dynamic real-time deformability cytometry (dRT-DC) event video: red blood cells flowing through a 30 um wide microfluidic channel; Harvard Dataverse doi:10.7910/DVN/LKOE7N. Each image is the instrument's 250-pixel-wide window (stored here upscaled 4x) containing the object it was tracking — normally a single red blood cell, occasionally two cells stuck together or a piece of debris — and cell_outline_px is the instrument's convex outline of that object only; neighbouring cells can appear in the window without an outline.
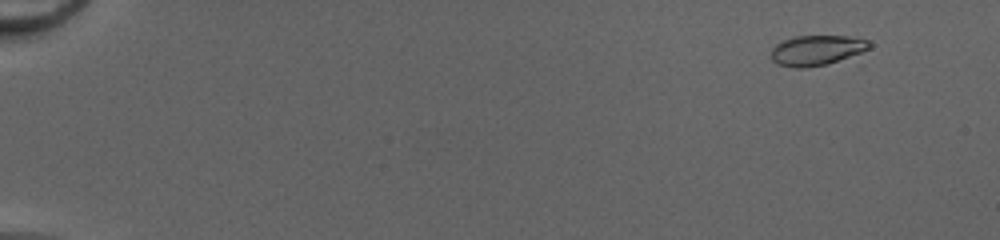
{"species": "common noctule bat (a hibernating species)", "species_latin": "Nyctalus noctula", "temperature_condition": "cold", "stored_images_in_passage": 52, "camera_frame_rate_fps": 3000, "um_per_image_px": 0.085, "animal": {"sex": "female", "body_mass_g": 20.0, "forearm_length_mm": 54.0}, "frame": {"image": 1, "passage_image": 5, "time_ms": 1.333, "image_size_px": [1000, 240], "cell_outline_px": [[872, 48], [828, 64], [804, 68], [792, 68], [776, 64], [772, 60], [772, 48], [776, 44], [784, 40], [796, 36], [848, 36], [868, 40], [872, 44]], "centroid_in_image_um": [69.42, 4.28], "position_along_channel_um": 15.6, "area_um2": 17.28}}
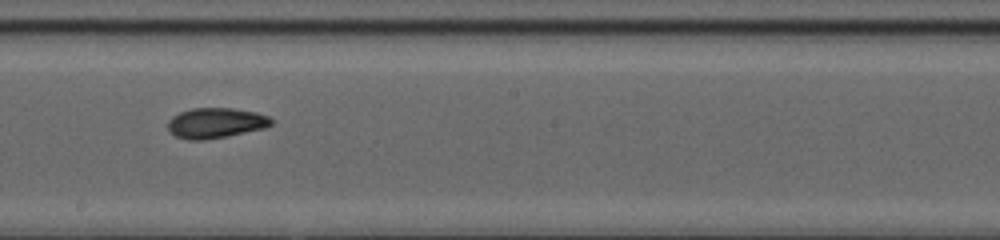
{"frame": {"image": 2, "passage_image": 32, "time_ms": 10.333, "image_size_px": [1000, 240], "cell_outline_px": [[272, 124], [264, 128], [228, 136], [204, 140], [188, 140], [176, 136], [168, 128], [168, 120], [172, 116], [180, 112], [192, 108], [232, 108], [256, 112], [268, 116], [272, 120]], "centroid_in_image_um": [18.33, 10.45], "position_along_channel_um": 229.9, "area_um2": 18.21}}
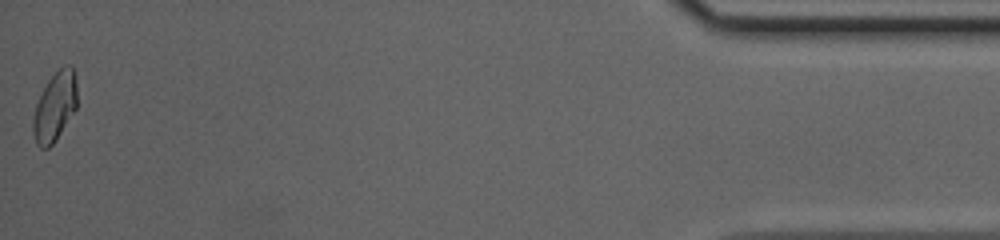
{"frame": {"image": 3, "passage_image": 52, "time_ms": 17.0, "image_size_px": [1000, 240], "cell_outline_px": [[76, 108], [56, 140], [48, 148], [40, 148], [36, 144], [32, 132], [32, 120], [36, 104], [48, 80], [64, 64], [72, 64], [76, 80]], "centroid_in_image_um": [4.65, 9.07], "position_along_channel_um": 430.5, "area_um2": 17.69}, "authors_computed_cell_mechanics": {"area_um2": 17.6579, "velocity_mm_per_s": 4.2048, "shape_relaxation_time_tau1_ms": 3.512, "shape_relaxation_time_tau2_ms": 1.5077, "deformation_change_tau1": 0.1513, "deformation_change_tau2": 0.0619}}